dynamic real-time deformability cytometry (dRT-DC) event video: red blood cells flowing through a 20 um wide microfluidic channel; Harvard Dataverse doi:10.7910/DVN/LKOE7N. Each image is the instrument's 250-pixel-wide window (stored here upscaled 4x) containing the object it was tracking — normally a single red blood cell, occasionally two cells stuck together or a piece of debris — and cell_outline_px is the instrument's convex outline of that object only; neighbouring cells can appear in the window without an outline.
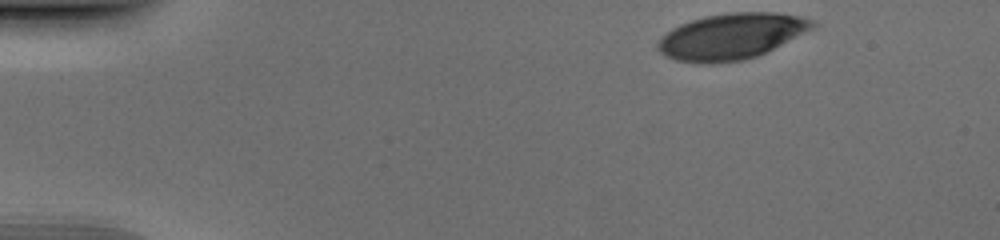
{"species": "human", "species_latin": "Homo sapiens", "temperature_condition": "cold", "stored_images_in_passage": 39, "camera_frame_rate_fps": 3000, "um_per_image_px": 0.085, "donor": {"sex": "male"}, "frame": {"image": 1, "passage_image": 1, "time_ms": 0.0, "image_size_px": [1000, 240], "cell_outline_px": [[816, 24], [812, 28], [756, 56], [744, 60], [712, 64], [704, 64], [676, 60], [664, 56], [656, 48], [656, 44], [660, 36], [672, 28], [680, 24], [704, 16], [728, 12], [772, 12], [800, 16], [812, 20]], "centroid_in_image_um": [62.07, 3.09], "position_along_channel_um": 22.9, "area_um2": 41.21}}
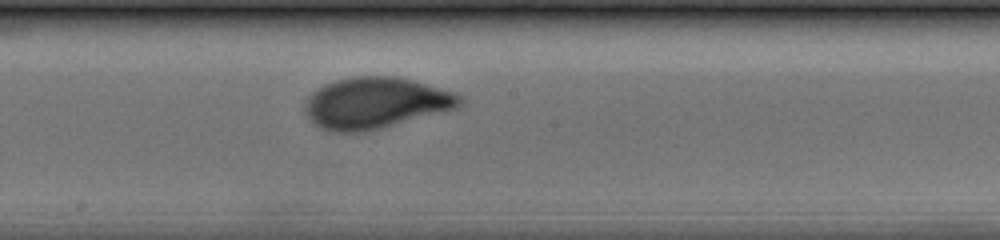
{"frame": {"image": 2, "passage_image": 23, "time_ms": 7.333, "image_size_px": [1000, 240], "cell_outline_px": [[464, 100], [456, 108], [380, 128], [364, 132], [336, 132], [320, 128], [304, 112], [304, 100], [316, 88], [324, 84], [336, 80], [352, 76], [396, 76], [412, 80], [440, 88], [464, 96]], "centroid_in_image_um": [31.88, 8.74], "position_along_channel_um": 216.3, "area_um2": 46.07}}
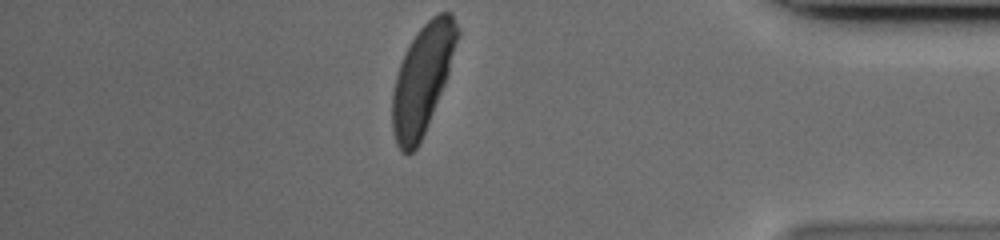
{"frame": {"image": 3, "passage_image": 39, "time_ms": 12.667, "image_size_px": [1000, 240], "cell_outline_px": [[460, 32], [448, 72], [444, 84], [424, 132], [416, 148], [408, 156], [400, 152], [396, 144], [392, 128], [392, 92], [396, 76], [404, 52], [416, 32], [432, 16], [440, 12], [452, 12], [460, 28]], "centroid_in_image_um": [35.89, 6.69], "position_along_channel_um": 399.3, "area_um2": 40.81}}